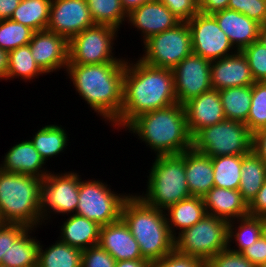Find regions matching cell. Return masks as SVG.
I'll return each instance as SVG.
<instances>
[{
    "label": "cell",
    "instance_id": "obj_1",
    "mask_svg": "<svg viewBox=\"0 0 266 267\" xmlns=\"http://www.w3.org/2000/svg\"><path fill=\"white\" fill-rule=\"evenodd\" d=\"M130 59H126L120 116L110 125L118 130L141 114L178 103L172 69Z\"/></svg>",
    "mask_w": 266,
    "mask_h": 267
},
{
    "label": "cell",
    "instance_id": "obj_2",
    "mask_svg": "<svg viewBox=\"0 0 266 267\" xmlns=\"http://www.w3.org/2000/svg\"><path fill=\"white\" fill-rule=\"evenodd\" d=\"M126 63L68 64L66 73L76 94L105 123L112 124L121 112Z\"/></svg>",
    "mask_w": 266,
    "mask_h": 267
},
{
    "label": "cell",
    "instance_id": "obj_3",
    "mask_svg": "<svg viewBox=\"0 0 266 267\" xmlns=\"http://www.w3.org/2000/svg\"><path fill=\"white\" fill-rule=\"evenodd\" d=\"M156 156L179 155L191 149L184 105L171 106L139 115L125 128Z\"/></svg>",
    "mask_w": 266,
    "mask_h": 267
},
{
    "label": "cell",
    "instance_id": "obj_4",
    "mask_svg": "<svg viewBox=\"0 0 266 267\" xmlns=\"http://www.w3.org/2000/svg\"><path fill=\"white\" fill-rule=\"evenodd\" d=\"M121 218L139 244L143 259L153 263L174 250L165 211L149 206L136 193L124 201Z\"/></svg>",
    "mask_w": 266,
    "mask_h": 267
},
{
    "label": "cell",
    "instance_id": "obj_5",
    "mask_svg": "<svg viewBox=\"0 0 266 267\" xmlns=\"http://www.w3.org/2000/svg\"><path fill=\"white\" fill-rule=\"evenodd\" d=\"M32 175L5 172L0 169V217L2 222L22 224L28 228L43 226L41 184Z\"/></svg>",
    "mask_w": 266,
    "mask_h": 267
},
{
    "label": "cell",
    "instance_id": "obj_6",
    "mask_svg": "<svg viewBox=\"0 0 266 267\" xmlns=\"http://www.w3.org/2000/svg\"><path fill=\"white\" fill-rule=\"evenodd\" d=\"M154 158L148 170L149 176L147 175L145 185L147 189L142 194H136L146 204L160 210H166L169 206L191 197L185 175L184 152Z\"/></svg>",
    "mask_w": 266,
    "mask_h": 267
},
{
    "label": "cell",
    "instance_id": "obj_7",
    "mask_svg": "<svg viewBox=\"0 0 266 267\" xmlns=\"http://www.w3.org/2000/svg\"><path fill=\"white\" fill-rule=\"evenodd\" d=\"M253 133L245 123L225 119L198 130L191 137V148L208 157L246 155L252 151Z\"/></svg>",
    "mask_w": 266,
    "mask_h": 267
},
{
    "label": "cell",
    "instance_id": "obj_8",
    "mask_svg": "<svg viewBox=\"0 0 266 267\" xmlns=\"http://www.w3.org/2000/svg\"><path fill=\"white\" fill-rule=\"evenodd\" d=\"M228 221L206 214L174 238V249L200 259L204 264L228 247Z\"/></svg>",
    "mask_w": 266,
    "mask_h": 267
},
{
    "label": "cell",
    "instance_id": "obj_9",
    "mask_svg": "<svg viewBox=\"0 0 266 267\" xmlns=\"http://www.w3.org/2000/svg\"><path fill=\"white\" fill-rule=\"evenodd\" d=\"M118 31L110 25L95 24L75 35L68 41V64L126 63L127 57L115 55Z\"/></svg>",
    "mask_w": 266,
    "mask_h": 267
},
{
    "label": "cell",
    "instance_id": "obj_10",
    "mask_svg": "<svg viewBox=\"0 0 266 267\" xmlns=\"http://www.w3.org/2000/svg\"><path fill=\"white\" fill-rule=\"evenodd\" d=\"M94 179L83 180L80 175L76 214L100 226L118 221L121 218L123 203L131 194L117 193L111 189L110 184L101 179Z\"/></svg>",
    "mask_w": 266,
    "mask_h": 267
},
{
    "label": "cell",
    "instance_id": "obj_11",
    "mask_svg": "<svg viewBox=\"0 0 266 267\" xmlns=\"http://www.w3.org/2000/svg\"><path fill=\"white\" fill-rule=\"evenodd\" d=\"M142 43L144 52L138 58L154 67L173 69L193 52L191 31L187 22H180L172 29L152 35Z\"/></svg>",
    "mask_w": 266,
    "mask_h": 267
},
{
    "label": "cell",
    "instance_id": "obj_12",
    "mask_svg": "<svg viewBox=\"0 0 266 267\" xmlns=\"http://www.w3.org/2000/svg\"><path fill=\"white\" fill-rule=\"evenodd\" d=\"M80 174L76 171L49 172L41 184V214L43 225L53 215L76 214L79 198ZM52 216V217H51Z\"/></svg>",
    "mask_w": 266,
    "mask_h": 267
},
{
    "label": "cell",
    "instance_id": "obj_13",
    "mask_svg": "<svg viewBox=\"0 0 266 267\" xmlns=\"http://www.w3.org/2000/svg\"><path fill=\"white\" fill-rule=\"evenodd\" d=\"M187 23L191 31L194 54L214 61L236 52L212 14L198 12Z\"/></svg>",
    "mask_w": 266,
    "mask_h": 267
},
{
    "label": "cell",
    "instance_id": "obj_14",
    "mask_svg": "<svg viewBox=\"0 0 266 267\" xmlns=\"http://www.w3.org/2000/svg\"><path fill=\"white\" fill-rule=\"evenodd\" d=\"M210 69L211 61L193 52L172 69L174 89L179 104L184 105L212 89Z\"/></svg>",
    "mask_w": 266,
    "mask_h": 267
},
{
    "label": "cell",
    "instance_id": "obj_15",
    "mask_svg": "<svg viewBox=\"0 0 266 267\" xmlns=\"http://www.w3.org/2000/svg\"><path fill=\"white\" fill-rule=\"evenodd\" d=\"M95 23L86 0H52L47 30L68 41Z\"/></svg>",
    "mask_w": 266,
    "mask_h": 267
},
{
    "label": "cell",
    "instance_id": "obj_16",
    "mask_svg": "<svg viewBox=\"0 0 266 267\" xmlns=\"http://www.w3.org/2000/svg\"><path fill=\"white\" fill-rule=\"evenodd\" d=\"M28 44L36 64L46 75L61 69L66 72L68 40L65 37L48 30H41L33 34Z\"/></svg>",
    "mask_w": 266,
    "mask_h": 267
},
{
    "label": "cell",
    "instance_id": "obj_17",
    "mask_svg": "<svg viewBox=\"0 0 266 267\" xmlns=\"http://www.w3.org/2000/svg\"><path fill=\"white\" fill-rule=\"evenodd\" d=\"M130 28L140 31L141 41L177 26L181 21L164 4L151 0L127 15Z\"/></svg>",
    "mask_w": 266,
    "mask_h": 267
},
{
    "label": "cell",
    "instance_id": "obj_18",
    "mask_svg": "<svg viewBox=\"0 0 266 267\" xmlns=\"http://www.w3.org/2000/svg\"><path fill=\"white\" fill-rule=\"evenodd\" d=\"M210 78L212 89L216 90L255 83L247 58L241 51L211 61Z\"/></svg>",
    "mask_w": 266,
    "mask_h": 267
},
{
    "label": "cell",
    "instance_id": "obj_19",
    "mask_svg": "<svg viewBox=\"0 0 266 267\" xmlns=\"http://www.w3.org/2000/svg\"><path fill=\"white\" fill-rule=\"evenodd\" d=\"M191 137L200 129L225 120L219 90L211 89L184 104Z\"/></svg>",
    "mask_w": 266,
    "mask_h": 267
},
{
    "label": "cell",
    "instance_id": "obj_20",
    "mask_svg": "<svg viewBox=\"0 0 266 267\" xmlns=\"http://www.w3.org/2000/svg\"><path fill=\"white\" fill-rule=\"evenodd\" d=\"M212 15L236 51L259 40L261 25L246 15L228 8Z\"/></svg>",
    "mask_w": 266,
    "mask_h": 267
},
{
    "label": "cell",
    "instance_id": "obj_21",
    "mask_svg": "<svg viewBox=\"0 0 266 267\" xmlns=\"http://www.w3.org/2000/svg\"><path fill=\"white\" fill-rule=\"evenodd\" d=\"M2 158L0 169L5 172L32 175L40 179L50 172L30 138L13 145Z\"/></svg>",
    "mask_w": 266,
    "mask_h": 267
},
{
    "label": "cell",
    "instance_id": "obj_22",
    "mask_svg": "<svg viewBox=\"0 0 266 267\" xmlns=\"http://www.w3.org/2000/svg\"><path fill=\"white\" fill-rule=\"evenodd\" d=\"M99 245L116 261L143 259L139 244L122 218L101 226Z\"/></svg>",
    "mask_w": 266,
    "mask_h": 267
},
{
    "label": "cell",
    "instance_id": "obj_23",
    "mask_svg": "<svg viewBox=\"0 0 266 267\" xmlns=\"http://www.w3.org/2000/svg\"><path fill=\"white\" fill-rule=\"evenodd\" d=\"M202 198L208 215L228 222L249 215L248 204L239 190L214 186Z\"/></svg>",
    "mask_w": 266,
    "mask_h": 267
},
{
    "label": "cell",
    "instance_id": "obj_24",
    "mask_svg": "<svg viewBox=\"0 0 266 267\" xmlns=\"http://www.w3.org/2000/svg\"><path fill=\"white\" fill-rule=\"evenodd\" d=\"M185 175L191 196L203 197L214 187L211 157L192 148L184 151Z\"/></svg>",
    "mask_w": 266,
    "mask_h": 267
},
{
    "label": "cell",
    "instance_id": "obj_25",
    "mask_svg": "<svg viewBox=\"0 0 266 267\" xmlns=\"http://www.w3.org/2000/svg\"><path fill=\"white\" fill-rule=\"evenodd\" d=\"M62 223L57 238L62 242L81 250L99 244L101 226L96 222L73 214Z\"/></svg>",
    "mask_w": 266,
    "mask_h": 267
},
{
    "label": "cell",
    "instance_id": "obj_26",
    "mask_svg": "<svg viewBox=\"0 0 266 267\" xmlns=\"http://www.w3.org/2000/svg\"><path fill=\"white\" fill-rule=\"evenodd\" d=\"M164 211L170 233L174 238L207 214L203 198L195 196L181 200Z\"/></svg>",
    "mask_w": 266,
    "mask_h": 267
},
{
    "label": "cell",
    "instance_id": "obj_27",
    "mask_svg": "<svg viewBox=\"0 0 266 267\" xmlns=\"http://www.w3.org/2000/svg\"><path fill=\"white\" fill-rule=\"evenodd\" d=\"M30 141L40 154L44 162H48L50 158H57L63 153L69 145V135L65 127L61 124H48L37 129Z\"/></svg>",
    "mask_w": 266,
    "mask_h": 267
},
{
    "label": "cell",
    "instance_id": "obj_28",
    "mask_svg": "<svg viewBox=\"0 0 266 267\" xmlns=\"http://www.w3.org/2000/svg\"><path fill=\"white\" fill-rule=\"evenodd\" d=\"M262 235V217L247 215L228 222V249L241 253ZM235 246H232V244ZM236 243V244H235ZM232 246V247H231Z\"/></svg>",
    "mask_w": 266,
    "mask_h": 267
},
{
    "label": "cell",
    "instance_id": "obj_29",
    "mask_svg": "<svg viewBox=\"0 0 266 267\" xmlns=\"http://www.w3.org/2000/svg\"><path fill=\"white\" fill-rule=\"evenodd\" d=\"M36 228H28L7 251V259H2L6 267H37L40 241L32 236ZM34 232V233H32Z\"/></svg>",
    "mask_w": 266,
    "mask_h": 267
},
{
    "label": "cell",
    "instance_id": "obj_30",
    "mask_svg": "<svg viewBox=\"0 0 266 267\" xmlns=\"http://www.w3.org/2000/svg\"><path fill=\"white\" fill-rule=\"evenodd\" d=\"M241 180L239 192L242 198L249 204L257 195L266 179V165L253 152L242 155Z\"/></svg>",
    "mask_w": 266,
    "mask_h": 267
},
{
    "label": "cell",
    "instance_id": "obj_31",
    "mask_svg": "<svg viewBox=\"0 0 266 267\" xmlns=\"http://www.w3.org/2000/svg\"><path fill=\"white\" fill-rule=\"evenodd\" d=\"M38 249L37 267H81L82 250L62 242L60 239L45 248Z\"/></svg>",
    "mask_w": 266,
    "mask_h": 267
},
{
    "label": "cell",
    "instance_id": "obj_32",
    "mask_svg": "<svg viewBox=\"0 0 266 267\" xmlns=\"http://www.w3.org/2000/svg\"><path fill=\"white\" fill-rule=\"evenodd\" d=\"M226 119L247 122L252 100V85L219 90Z\"/></svg>",
    "mask_w": 266,
    "mask_h": 267
},
{
    "label": "cell",
    "instance_id": "obj_33",
    "mask_svg": "<svg viewBox=\"0 0 266 267\" xmlns=\"http://www.w3.org/2000/svg\"><path fill=\"white\" fill-rule=\"evenodd\" d=\"M8 53V70L5 81L20 78L25 83L27 81L31 83L39 76L46 75L36 64L29 44L20 46Z\"/></svg>",
    "mask_w": 266,
    "mask_h": 267
},
{
    "label": "cell",
    "instance_id": "obj_34",
    "mask_svg": "<svg viewBox=\"0 0 266 267\" xmlns=\"http://www.w3.org/2000/svg\"><path fill=\"white\" fill-rule=\"evenodd\" d=\"M52 0H21L11 20L36 31L47 30Z\"/></svg>",
    "mask_w": 266,
    "mask_h": 267
},
{
    "label": "cell",
    "instance_id": "obj_35",
    "mask_svg": "<svg viewBox=\"0 0 266 267\" xmlns=\"http://www.w3.org/2000/svg\"><path fill=\"white\" fill-rule=\"evenodd\" d=\"M214 186L238 190L241 180L242 155L212 157Z\"/></svg>",
    "mask_w": 266,
    "mask_h": 267
},
{
    "label": "cell",
    "instance_id": "obj_36",
    "mask_svg": "<svg viewBox=\"0 0 266 267\" xmlns=\"http://www.w3.org/2000/svg\"><path fill=\"white\" fill-rule=\"evenodd\" d=\"M95 24L110 25L120 30L127 21V14L120 0H86ZM124 21V22H123Z\"/></svg>",
    "mask_w": 266,
    "mask_h": 267
},
{
    "label": "cell",
    "instance_id": "obj_37",
    "mask_svg": "<svg viewBox=\"0 0 266 267\" xmlns=\"http://www.w3.org/2000/svg\"><path fill=\"white\" fill-rule=\"evenodd\" d=\"M35 31L11 19L0 20V49L11 51L27 45Z\"/></svg>",
    "mask_w": 266,
    "mask_h": 267
},
{
    "label": "cell",
    "instance_id": "obj_38",
    "mask_svg": "<svg viewBox=\"0 0 266 267\" xmlns=\"http://www.w3.org/2000/svg\"><path fill=\"white\" fill-rule=\"evenodd\" d=\"M245 124L252 133L266 127V82L252 85L251 107Z\"/></svg>",
    "mask_w": 266,
    "mask_h": 267
},
{
    "label": "cell",
    "instance_id": "obj_39",
    "mask_svg": "<svg viewBox=\"0 0 266 267\" xmlns=\"http://www.w3.org/2000/svg\"><path fill=\"white\" fill-rule=\"evenodd\" d=\"M249 63L255 82H266V46L259 40L241 51Z\"/></svg>",
    "mask_w": 266,
    "mask_h": 267
},
{
    "label": "cell",
    "instance_id": "obj_40",
    "mask_svg": "<svg viewBox=\"0 0 266 267\" xmlns=\"http://www.w3.org/2000/svg\"><path fill=\"white\" fill-rule=\"evenodd\" d=\"M228 9L238 11L260 25L266 22V0H229Z\"/></svg>",
    "mask_w": 266,
    "mask_h": 267
},
{
    "label": "cell",
    "instance_id": "obj_41",
    "mask_svg": "<svg viewBox=\"0 0 266 267\" xmlns=\"http://www.w3.org/2000/svg\"><path fill=\"white\" fill-rule=\"evenodd\" d=\"M116 260L99 244L82 250L81 267H115Z\"/></svg>",
    "mask_w": 266,
    "mask_h": 267
},
{
    "label": "cell",
    "instance_id": "obj_42",
    "mask_svg": "<svg viewBox=\"0 0 266 267\" xmlns=\"http://www.w3.org/2000/svg\"><path fill=\"white\" fill-rule=\"evenodd\" d=\"M204 267H256L241 253L229 250H221L218 254L210 258Z\"/></svg>",
    "mask_w": 266,
    "mask_h": 267
},
{
    "label": "cell",
    "instance_id": "obj_43",
    "mask_svg": "<svg viewBox=\"0 0 266 267\" xmlns=\"http://www.w3.org/2000/svg\"><path fill=\"white\" fill-rule=\"evenodd\" d=\"M28 227L22 224L5 223L0 224V265L2 259H7V251L10 244H13Z\"/></svg>",
    "mask_w": 266,
    "mask_h": 267
},
{
    "label": "cell",
    "instance_id": "obj_44",
    "mask_svg": "<svg viewBox=\"0 0 266 267\" xmlns=\"http://www.w3.org/2000/svg\"><path fill=\"white\" fill-rule=\"evenodd\" d=\"M164 4L181 22L189 21L199 12V0H158Z\"/></svg>",
    "mask_w": 266,
    "mask_h": 267
},
{
    "label": "cell",
    "instance_id": "obj_45",
    "mask_svg": "<svg viewBox=\"0 0 266 267\" xmlns=\"http://www.w3.org/2000/svg\"><path fill=\"white\" fill-rule=\"evenodd\" d=\"M152 267H204V263L200 259L178 253L174 249L167 256L153 262Z\"/></svg>",
    "mask_w": 266,
    "mask_h": 267
},
{
    "label": "cell",
    "instance_id": "obj_46",
    "mask_svg": "<svg viewBox=\"0 0 266 267\" xmlns=\"http://www.w3.org/2000/svg\"><path fill=\"white\" fill-rule=\"evenodd\" d=\"M241 254L255 266L266 263V239L263 235L253 243L252 246L245 248Z\"/></svg>",
    "mask_w": 266,
    "mask_h": 267
},
{
    "label": "cell",
    "instance_id": "obj_47",
    "mask_svg": "<svg viewBox=\"0 0 266 267\" xmlns=\"http://www.w3.org/2000/svg\"><path fill=\"white\" fill-rule=\"evenodd\" d=\"M248 213L251 216H266V179L257 195L248 204Z\"/></svg>",
    "mask_w": 266,
    "mask_h": 267
},
{
    "label": "cell",
    "instance_id": "obj_48",
    "mask_svg": "<svg viewBox=\"0 0 266 267\" xmlns=\"http://www.w3.org/2000/svg\"><path fill=\"white\" fill-rule=\"evenodd\" d=\"M252 151L266 165V127L260 128L253 133Z\"/></svg>",
    "mask_w": 266,
    "mask_h": 267
},
{
    "label": "cell",
    "instance_id": "obj_49",
    "mask_svg": "<svg viewBox=\"0 0 266 267\" xmlns=\"http://www.w3.org/2000/svg\"><path fill=\"white\" fill-rule=\"evenodd\" d=\"M229 0H199V12L213 14L228 8Z\"/></svg>",
    "mask_w": 266,
    "mask_h": 267
},
{
    "label": "cell",
    "instance_id": "obj_50",
    "mask_svg": "<svg viewBox=\"0 0 266 267\" xmlns=\"http://www.w3.org/2000/svg\"><path fill=\"white\" fill-rule=\"evenodd\" d=\"M21 0H0V20L10 19Z\"/></svg>",
    "mask_w": 266,
    "mask_h": 267
},
{
    "label": "cell",
    "instance_id": "obj_51",
    "mask_svg": "<svg viewBox=\"0 0 266 267\" xmlns=\"http://www.w3.org/2000/svg\"><path fill=\"white\" fill-rule=\"evenodd\" d=\"M115 267H152V263L146 259L116 261Z\"/></svg>",
    "mask_w": 266,
    "mask_h": 267
},
{
    "label": "cell",
    "instance_id": "obj_52",
    "mask_svg": "<svg viewBox=\"0 0 266 267\" xmlns=\"http://www.w3.org/2000/svg\"><path fill=\"white\" fill-rule=\"evenodd\" d=\"M149 1L151 0H120L122 8L127 15L134 9H137L138 7Z\"/></svg>",
    "mask_w": 266,
    "mask_h": 267
},
{
    "label": "cell",
    "instance_id": "obj_53",
    "mask_svg": "<svg viewBox=\"0 0 266 267\" xmlns=\"http://www.w3.org/2000/svg\"><path fill=\"white\" fill-rule=\"evenodd\" d=\"M9 53L6 50L0 49V81L6 79L8 70Z\"/></svg>",
    "mask_w": 266,
    "mask_h": 267
},
{
    "label": "cell",
    "instance_id": "obj_54",
    "mask_svg": "<svg viewBox=\"0 0 266 267\" xmlns=\"http://www.w3.org/2000/svg\"><path fill=\"white\" fill-rule=\"evenodd\" d=\"M259 41L266 46V22L260 27Z\"/></svg>",
    "mask_w": 266,
    "mask_h": 267
},
{
    "label": "cell",
    "instance_id": "obj_55",
    "mask_svg": "<svg viewBox=\"0 0 266 267\" xmlns=\"http://www.w3.org/2000/svg\"><path fill=\"white\" fill-rule=\"evenodd\" d=\"M262 235L266 239V216H262Z\"/></svg>",
    "mask_w": 266,
    "mask_h": 267
},
{
    "label": "cell",
    "instance_id": "obj_56",
    "mask_svg": "<svg viewBox=\"0 0 266 267\" xmlns=\"http://www.w3.org/2000/svg\"><path fill=\"white\" fill-rule=\"evenodd\" d=\"M256 267H266V263H262V264H260L259 266H256Z\"/></svg>",
    "mask_w": 266,
    "mask_h": 267
}]
</instances>
